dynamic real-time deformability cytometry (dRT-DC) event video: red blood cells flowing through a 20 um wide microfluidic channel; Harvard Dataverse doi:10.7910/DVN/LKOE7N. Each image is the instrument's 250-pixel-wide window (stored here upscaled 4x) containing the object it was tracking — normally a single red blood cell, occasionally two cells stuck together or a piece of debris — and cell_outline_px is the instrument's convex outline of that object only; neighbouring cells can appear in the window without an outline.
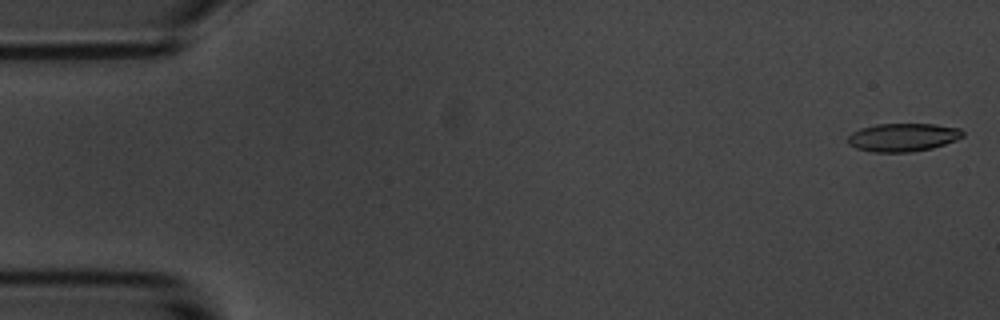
{"species": "common noctule bat (a hibernating species)", "species_latin": "Nyctalus noctula", "temperature_condition": "room temperature", "stored_images_in_passage": 56, "camera_frame_rate_fps": 3000, "um_per_image_px": 0.085, "animal": {"sex": "male", "body_mass_g": 20.1, "forearm_length_mm": 53.5}, "frame": {"image": 1, "passage_image": 1, "time_ms": 0.0, "image_size_px": [1000, 320], "cell_outline_px": [[964, 136], [956, 140], [932, 148], [908, 152], [872, 152], [856, 148], [848, 144], [848, 136], [852, 132], [860, 128], [876, 124], [936, 124], [960, 128], [964, 132]], "centroid_in_image_um": [76.75, 11.66], "position_along_channel_um": 8.3, "area_um2": 18.96}}
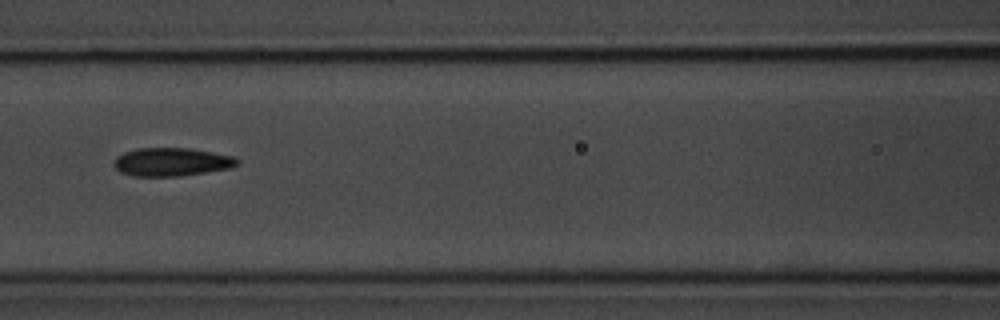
{"frame": {"image": 2, "passage_image": 24, "time_ms": 7.667, "image_size_px": [1000, 320], "cell_outline_px": [[240, 164], [232, 168], [180, 176], [132, 176], [120, 172], [112, 164], [112, 160], [116, 156], [124, 152], [136, 148], [188, 148], [236, 156], [240, 160]], "centroid_in_image_um": [14.59, 13.76], "position_along_channel_um": 152.0, "area_um2": 20.69}}
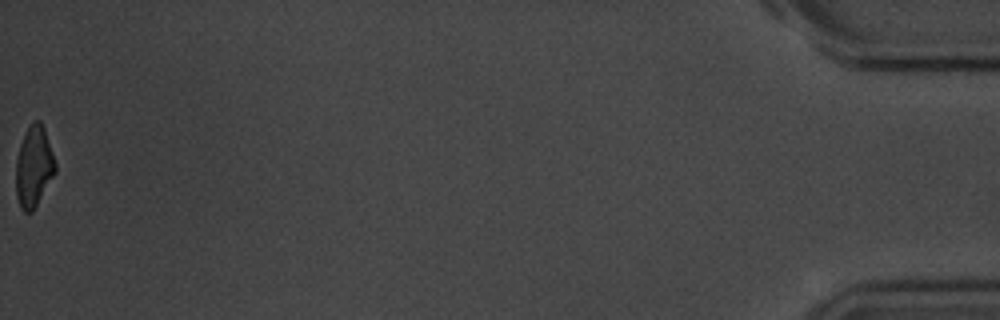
{"frame": {"image": 3, "passage_image": 56, "time_ms": 18.333, "image_size_px": [1000, 320], "cell_outline_px": [[56, 172], [32, 212], [24, 212], [20, 208], [16, 196], [16, 160], [20, 144], [32, 120], [40, 120], [44, 128], [56, 164]], "centroid_in_image_um": [2.87, 14.18], "position_along_channel_um": 432.3, "area_um2": 18.44}, "authors_computed_cell_mechanics": {"area_um2": 19.7387, "velocity_mm_per_s": 3.5797, "shape_relaxation_time_tau1_ms": 3.2051, "shape_relaxation_time_tau2_ms": 2.3287, "deformation_change_tau1": 0.1292, "deformation_change_tau2": 0.1003}}